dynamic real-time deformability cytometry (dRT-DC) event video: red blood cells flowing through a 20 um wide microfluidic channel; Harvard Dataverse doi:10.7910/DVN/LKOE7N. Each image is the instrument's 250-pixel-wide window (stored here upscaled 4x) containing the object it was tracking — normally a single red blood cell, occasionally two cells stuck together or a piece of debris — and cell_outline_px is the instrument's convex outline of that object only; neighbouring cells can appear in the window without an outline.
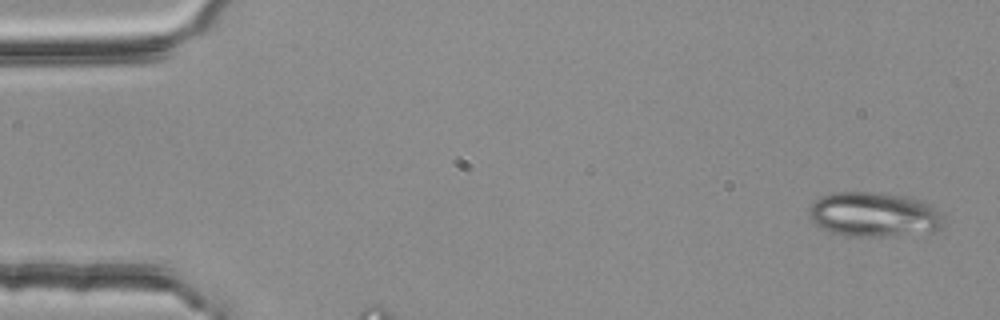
{"species": "common noctule bat (a hibernating species)", "species_latin": "Nyctalus noctula", "temperature_condition": "room temperature", "stored_images_in_passage": 5, "camera_frame_rate_fps": 3000, "um_per_image_px": 0.085, "animal": {"sex": "female", "body_mass_g": 25.1}, "frame": {"image": 1, "passage_image": 1, "time_ms": 0.0, "image_size_px": [1000, 320], "cell_outline_px": [[944, 220], [940, 228], [932, 232], [884, 236], [844, 236], [820, 228], [808, 216], [808, 208], [820, 196], [832, 192], [872, 192], [912, 196], [932, 204], [944, 212]], "centroid_in_image_um": [74.33, 18.22], "position_along_channel_um": 10.7, "area_um2": 35.78}}
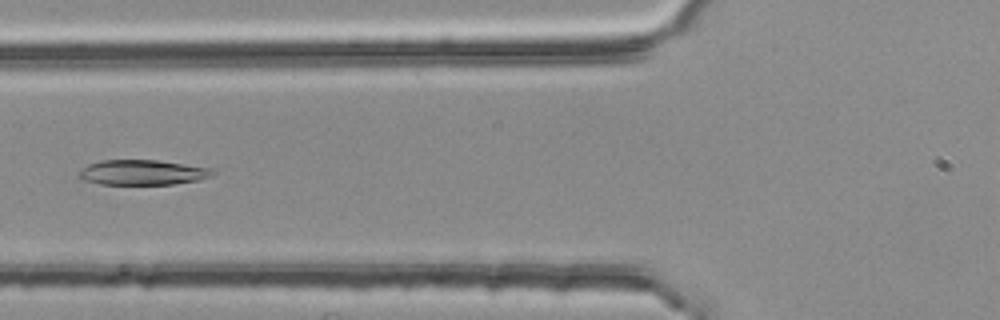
{"frame": {"image": 2, "passage_image": 5, "time_ms": 1.333, "image_size_px": [1000, 320], "cell_outline_px": [[216, 172], [212, 176], [196, 180], [172, 184], [100, 184], [84, 180], [76, 176], [76, 172], [88, 164], [100, 160], [156, 160], [212, 168]], "centroid_in_image_um": [12.06, 14.65], "position_along_channel_um": 113.7, "area_um2": 19.59}}